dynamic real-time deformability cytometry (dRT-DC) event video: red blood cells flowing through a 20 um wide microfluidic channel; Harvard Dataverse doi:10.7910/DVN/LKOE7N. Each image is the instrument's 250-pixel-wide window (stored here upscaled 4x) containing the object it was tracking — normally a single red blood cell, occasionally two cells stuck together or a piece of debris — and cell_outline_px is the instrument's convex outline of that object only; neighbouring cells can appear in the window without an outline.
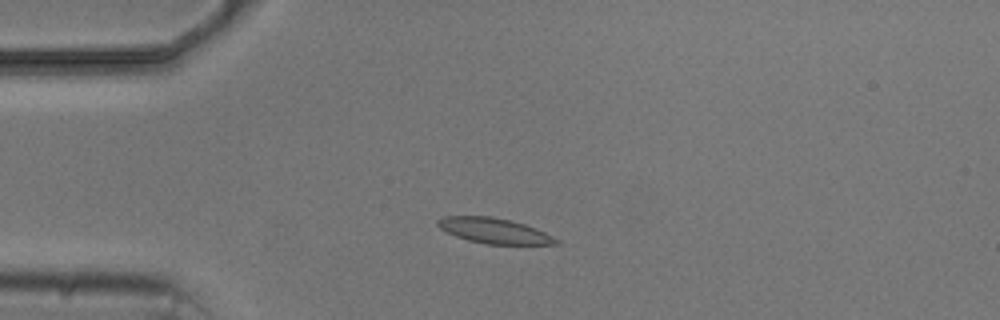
{"species": "common noctule bat (a hibernating species)", "species_latin": "Nyctalus noctula", "temperature_condition": "cold", "stored_images_in_passage": 6, "camera_frame_rate_fps": 3000, "um_per_image_px": 0.085, "animal": {"sex": "male", "body_mass_g": 20.5, "forearm_length_mm": 52.5}, "frame": {"image": 1, "passage_image": 2, "time_ms": 1.333, "image_size_px": [1000, 320], "cell_outline_px": [[560, 244], [484, 244], [468, 240], [456, 236], [440, 228], [436, 224], [436, 220], [444, 216], [492, 216], [512, 220], [524, 224], [544, 232], [560, 240]], "centroid_in_image_um": [41.99, 19.6], "position_along_channel_um": 43.0, "area_um2": 17.46}}
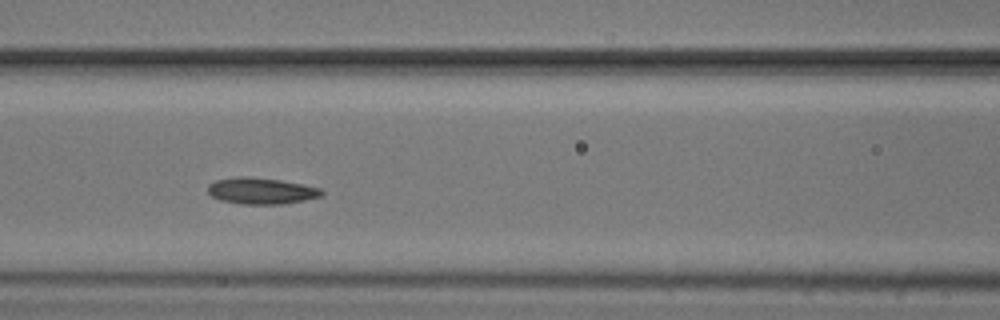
{"frame": {"image": 2, "passage_image": 5, "time_ms": 4.667, "image_size_px": [1000, 320], "cell_outline_px": [[324, 192], [320, 196], [304, 200], [280, 204], [240, 204], [220, 200], [212, 196], [208, 192], [208, 184], [216, 180], [236, 176], [248, 176], [280, 180], [304, 184], [320, 188]], "centroid_in_image_um": [22.18, 16.21], "position_along_channel_um": 144.4, "area_um2": 17.51}}
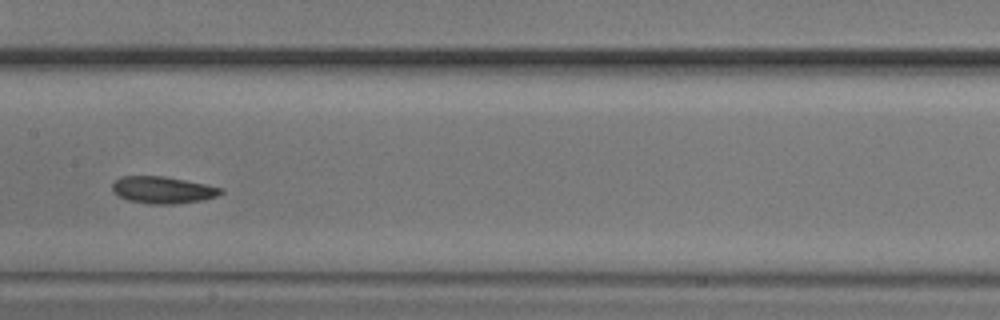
{"frame": {"image": 3, "passage_image": 6, "time_ms": 6.0, "image_size_px": [1000, 320], "cell_outline_px": [[224, 192], [216, 196], [204, 200], [176, 204], [148, 204], [128, 200], [112, 192], [112, 184], [120, 176], [164, 176], [224, 188]], "centroid_in_image_um": [13.84, 16.15], "position_along_channel_um": 193.6, "area_um2": 17.11}}